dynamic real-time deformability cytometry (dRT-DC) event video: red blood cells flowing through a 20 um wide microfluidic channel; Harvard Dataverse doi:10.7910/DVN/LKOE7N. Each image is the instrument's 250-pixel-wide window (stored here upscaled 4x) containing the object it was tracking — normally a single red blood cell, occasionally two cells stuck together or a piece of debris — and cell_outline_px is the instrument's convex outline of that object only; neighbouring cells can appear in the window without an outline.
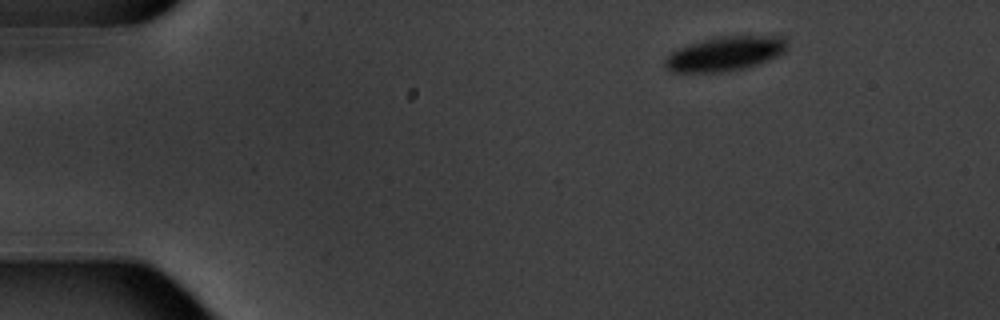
{"species": "common noctule bat (a hibernating species)", "species_latin": "Nyctalus noctula", "temperature_condition": "warm", "stored_images_in_passage": 7, "camera_frame_rate_fps": 3000, "um_per_image_px": 0.085, "animal": {"sex": "male", "body_mass_g": 20.1, "forearm_length_mm": 53.5}, "frame": {"image": 1, "passage_image": 1, "time_ms": 0.0, "image_size_px": [1000, 320], "cell_outline_px": [[788, 48], [776, 56], [768, 60], [744, 68], [724, 72], [672, 72], [664, 68], [664, 60], [676, 48], [688, 44], [720, 36], [784, 36]], "centroid_in_image_um": [61.59, 4.57], "position_along_channel_um": 23.4, "area_um2": 24.39}}
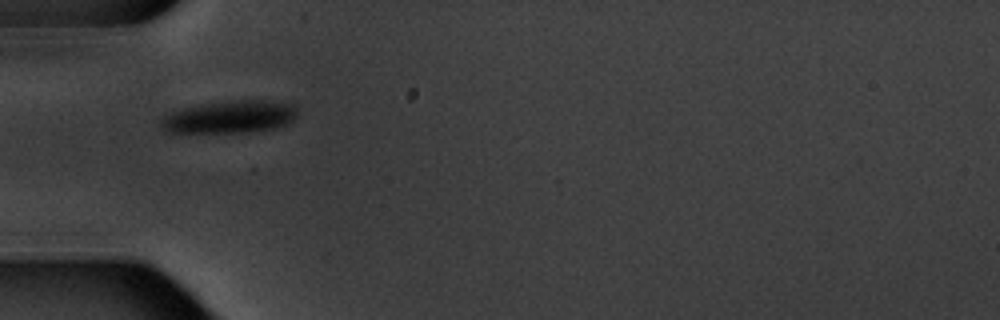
{"frame": {"image": 2, "passage_image": 4, "time_ms": 3.667, "image_size_px": [1000, 320], "cell_outline_px": [[296, 116], [288, 124], [276, 128], [248, 132], [164, 132], [160, 128], [160, 120], [164, 116], [172, 112], [184, 108], [204, 104], [228, 100], [272, 100], [296, 104]], "centroid_in_image_um": [19.57, 9.93], "position_along_channel_um": 65.4, "area_um2": 26.01}}
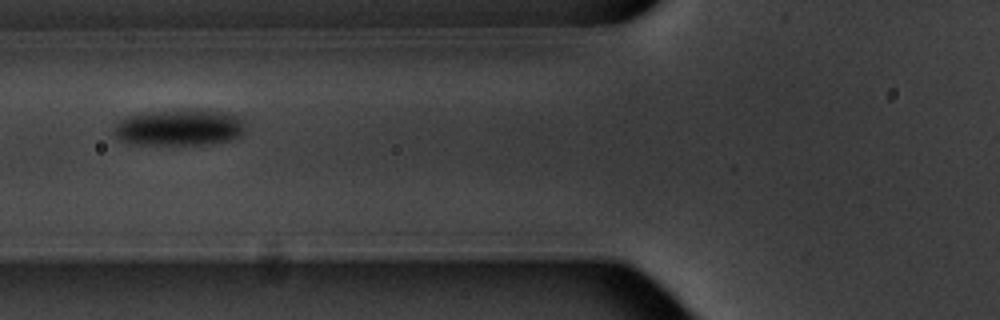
{"frame": {"image": 3, "passage_image": 5, "time_ms": 5.0, "image_size_px": [1000, 320], "cell_outline_px": [[244, 132], [240, 136], [228, 140], [204, 144], [128, 144], [120, 140], [112, 132], [112, 128], [120, 120], [128, 116], [152, 112], [188, 108], [196, 108], [228, 112], [244, 120]], "centroid_in_image_um": [15.24, 10.82], "position_along_channel_um": 110.6, "area_um2": 28.15}}